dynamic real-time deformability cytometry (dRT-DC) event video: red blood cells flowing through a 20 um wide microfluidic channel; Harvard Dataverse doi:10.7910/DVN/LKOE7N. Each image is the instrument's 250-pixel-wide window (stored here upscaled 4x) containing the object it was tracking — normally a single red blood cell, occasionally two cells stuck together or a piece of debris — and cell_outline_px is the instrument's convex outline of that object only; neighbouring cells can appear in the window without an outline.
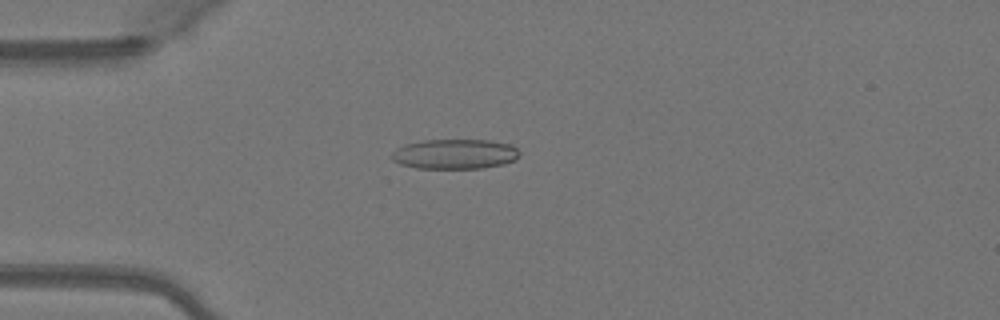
{"species": "Egyptian fruit bat (a non-hibernating species)", "species_latin": "Rousettus aegyptiacus", "temperature_condition": "warm", "stored_images_in_passage": 49, "camera_frame_rate_fps": 3000, "um_per_image_px": 0.085, "animal": {"sex": "female"}, "frame": {"image": 1, "passage_image": 13, "time_ms": 4.0, "image_size_px": [1000, 320], "cell_outline_px": [[520, 156], [516, 160], [504, 164], [480, 168], [416, 168], [400, 164], [392, 160], [392, 152], [396, 148], [404, 144], [424, 140], [488, 140], [512, 144], [520, 152]], "centroid_in_image_um": [38.68, 13.09], "position_along_channel_um": 46.3, "area_um2": 22.43}}
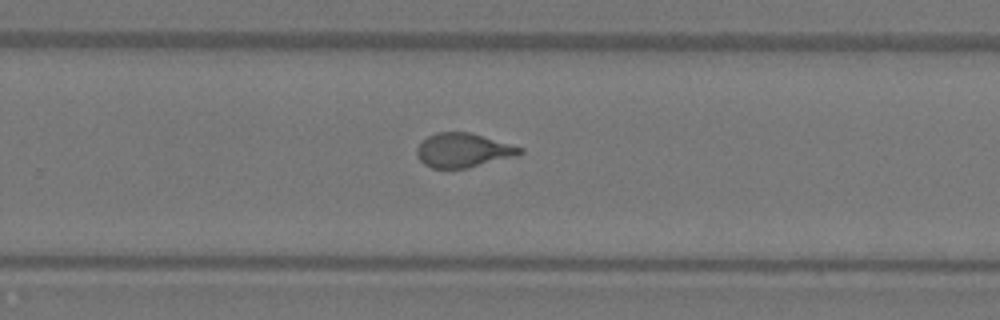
{"frame": {"image": 2, "passage_image": 32, "time_ms": 10.333, "image_size_px": [1000, 320], "cell_outline_px": [[524, 152], [516, 156], [468, 168], [432, 168], [424, 164], [416, 156], [416, 148], [428, 136], [436, 132], [468, 132], [524, 148]], "centroid_in_image_um": [39.36, 12.78], "position_along_channel_um": 290.4, "area_um2": 20.4}}
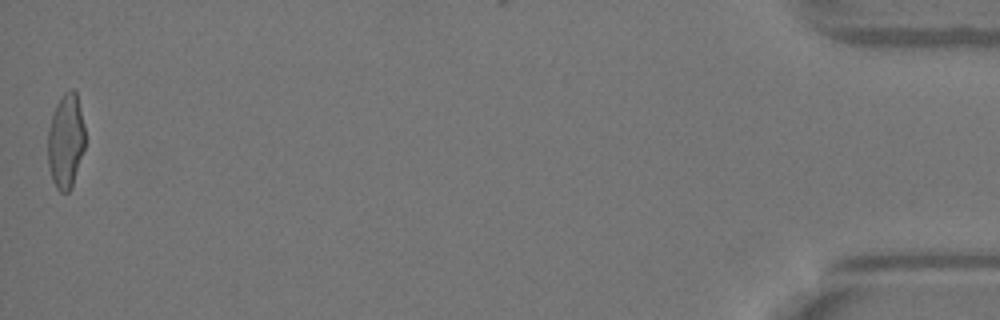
{"frame": {"image": 3, "passage_image": 49, "time_ms": 16.0, "image_size_px": [1000, 320], "cell_outline_px": [[84, 148], [72, 188], [68, 192], [60, 192], [56, 188], [52, 180], [48, 164], [48, 132], [52, 116], [56, 104], [64, 92], [72, 88], [76, 92], [84, 124]], "centroid_in_image_um": [5.59, 12.0], "position_along_channel_um": 429.6, "area_um2": 20.46}, "authors_computed_cell_mechanics": {"area_um2": 21.2704, "velocity_mm_per_s": 4.1167, "shape_relaxation_time_tau1_ms": 6.2541, "shape_relaxation_time_tau2_ms": 0.7743, "deformation_change_tau1": 0.2181, "deformation_change_tau2": 0.0711}}